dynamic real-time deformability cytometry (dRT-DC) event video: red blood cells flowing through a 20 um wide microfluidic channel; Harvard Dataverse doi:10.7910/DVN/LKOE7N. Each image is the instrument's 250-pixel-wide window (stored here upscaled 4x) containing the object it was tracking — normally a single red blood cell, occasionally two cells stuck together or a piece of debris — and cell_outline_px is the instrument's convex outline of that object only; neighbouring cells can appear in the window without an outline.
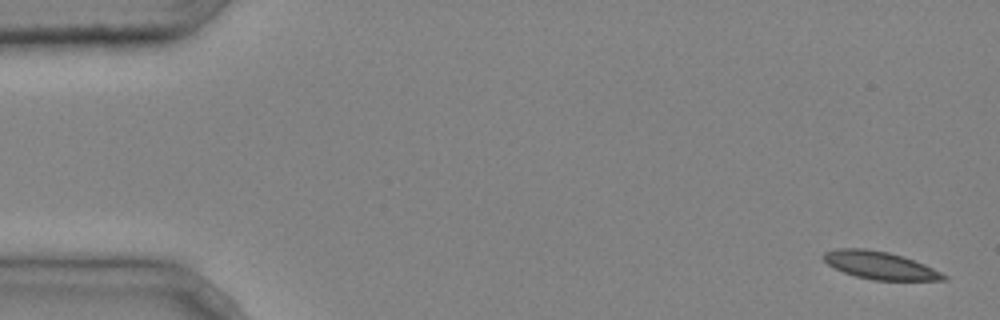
{"species": "common noctule bat (a hibernating species)", "species_latin": "Nyctalus noctula", "temperature_condition": "cold", "stored_images_in_passage": 4, "camera_frame_rate_fps": 3000, "um_per_image_px": 0.085, "animal": {"sex": "male", "body_mass_g": 20.4}, "frame": {"image": 1, "passage_image": 1, "time_ms": 0.0, "image_size_px": [1000, 320], "cell_outline_px": [[948, 280], [872, 280], [856, 276], [844, 272], [828, 264], [820, 256], [824, 252], [840, 248], [864, 248], [888, 252], [924, 264], [948, 276]], "centroid_in_image_um": [74.77, 22.55], "position_along_channel_um": 10.2, "area_um2": 19.13}}
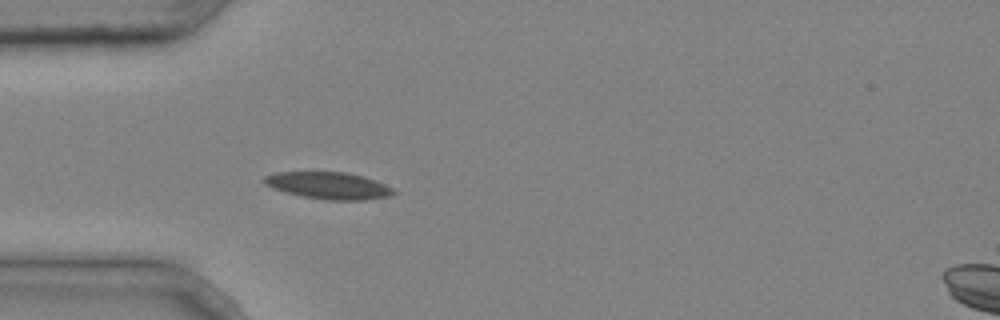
{"frame": {"image": 2, "passage_image": 4, "time_ms": 1.0, "image_size_px": [1000, 320], "cell_outline_px": [[396, 192], [388, 196], [364, 200], [328, 200], [304, 196], [272, 188], [264, 184], [260, 180], [264, 176], [276, 172], [348, 172], [364, 176], [384, 184], [392, 188]], "centroid_in_image_um": [27.9, 15.76], "position_along_channel_um": 57.1, "area_um2": 20.23}}